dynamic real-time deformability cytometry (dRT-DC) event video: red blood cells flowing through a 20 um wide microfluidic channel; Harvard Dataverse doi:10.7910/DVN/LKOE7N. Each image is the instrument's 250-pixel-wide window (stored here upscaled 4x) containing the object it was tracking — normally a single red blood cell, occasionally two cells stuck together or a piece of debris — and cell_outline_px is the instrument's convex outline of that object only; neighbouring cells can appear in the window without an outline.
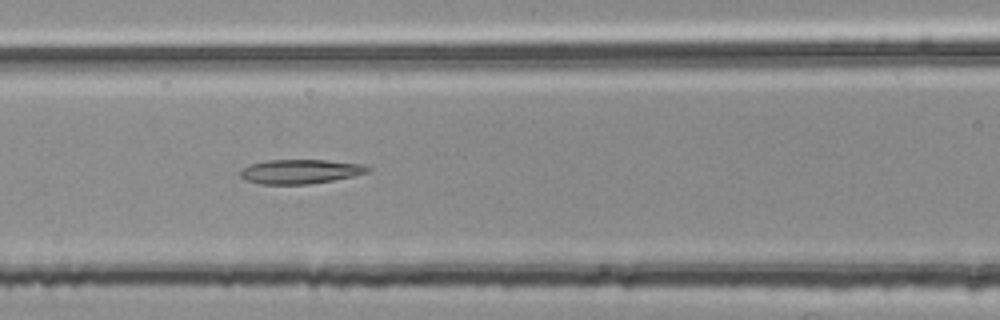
{"species": "common noctule bat (a hibernating species)", "species_latin": "Nyctalus noctula", "temperature_condition": "room temperature", "stored_images_in_passage": 54, "segment_of_instrument_passage": [2, 2], "camera_frame_rate_fps": 3000, "um_per_image_px": 0.085, "animal": {"sex": "female", "body_mass_g": 25.1}, "frame": {"image": 1, "passage_image": 23, "time_ms": 7.333, "image_size_px": [1000, 320], "cell_outline_px": [[372, 168], [368, 172], [352, 176], [332, 180], [308, 184], [260, 184], [244, 180], [240, 176], [240, 172], [244, 168], [252, 164], [268, 160], [328, 160], [360, 164]], "centroid_in_image_um": [25.51, 14.58], "position_along_channel_um": 141.1, "area_um2": 17.86}}
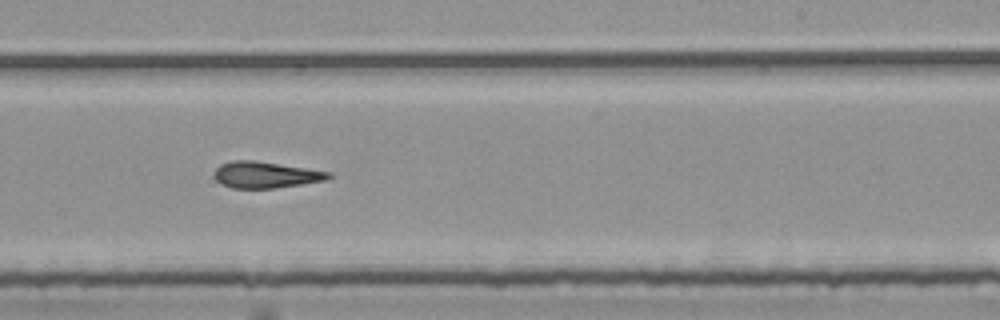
{"frame": {"image": 2, "passage_image": 33, "time_ms": 10.667, "image_size_px": [1000, 320], "cell_outline_px": [[332, 176], [324, 180], [276, 188], [232, 188], [220, 184], [216, 180], [216, 168], [220, 164], [232, 160], [252, 160], [332, 172]], "centroid_in_image_um": [22.55, 14.86], "position_along_channel_um": 266.4, "area_um2": 17.34}}
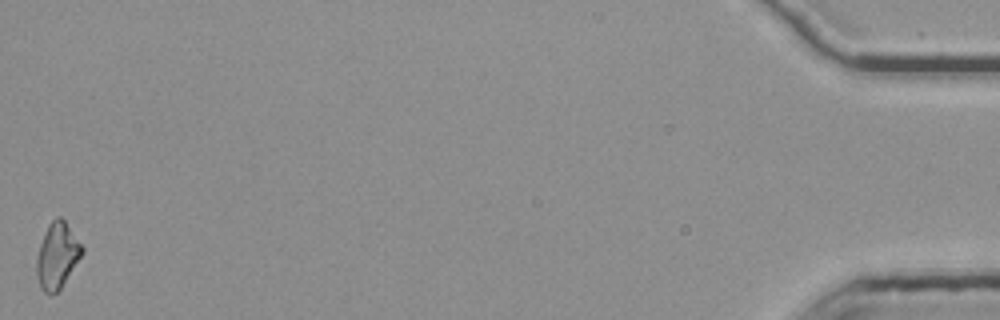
{"frame": {"image": 3, "passage_image": 54, "time_ms": 17.667, "image_size_px": [1000, 320], "cell_outline_px": [[84, 252], [60, 288], [52, 296], [48, 296], [40, 288], [36, 276], [36, 260], [40, 244], [48, 224], [56, 216], [60, 216], [64, 220], [84, 248]], "centroid_in_image_um": [4.84, 21.75], "position_along_channel_um": 430.4, "area_um2": 17.4}}